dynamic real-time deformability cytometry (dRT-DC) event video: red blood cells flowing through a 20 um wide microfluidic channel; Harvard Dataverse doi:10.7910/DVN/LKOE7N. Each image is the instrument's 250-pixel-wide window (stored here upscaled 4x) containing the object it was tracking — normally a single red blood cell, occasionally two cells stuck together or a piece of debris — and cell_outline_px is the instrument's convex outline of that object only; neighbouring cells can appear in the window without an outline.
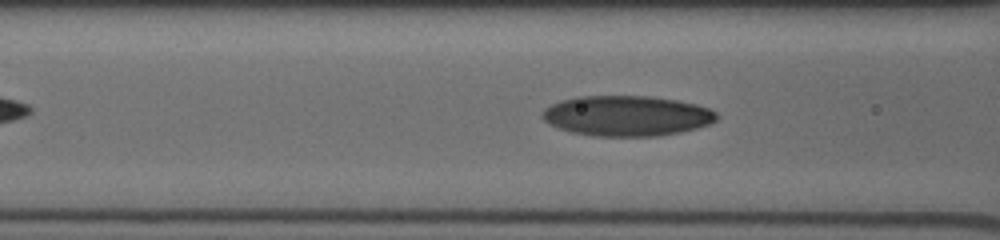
{"species": "human", "species_latin": "Homo sapiens", "temperature_condition": "cold", "stored_images_in_passage": 34, "camera_frame_rate_fps": 3000, "um_per_image_px": 0.085, "donor": {"sex": "male"}, "frame": {"image": 1, "passage_image": 12, "time_ms": 3.667, "image_size_px": [1000, 240], "cell_outline_px": [[720, 116], [712, 124], [680, 132], [656, 136], [596, 136], [572, 132], [548, 124], [544, 120], [544, 108], [552, 104], [576, 96], [648, 96], [676, 100], [696, 104], [708, 108], [716, 112]], "centroid_in_image_um": [53.32, 9.84], "position_along_channel_um": 113.3, "area_um2": 40.86}}
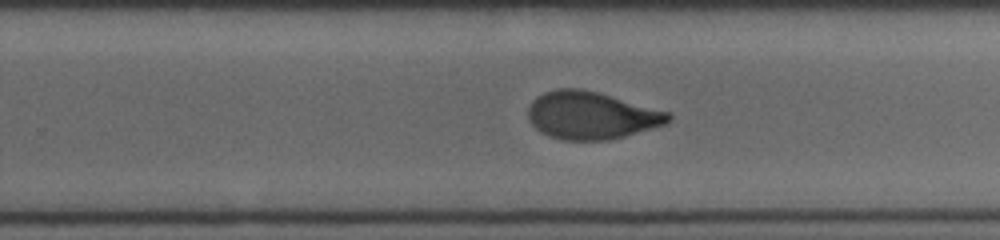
{"frame": {"image": 2, "passage_image": 22, "time_ms": 7.667, "image_size_px": [1000, 240], "cell_outline_px": [[672, 120], [664, 124], [624, 136], [608, 140], [564, 140], [540, 132], [528, 120], [528, 108], [532, 100], [536, 96], [544, 92], [556, 88], [580, 88], [596, 92], [672, 112]], "centroid_in_image_um": [50.25, 9.8], "position_along_channel_um": 279.6, "area_um2": 38.84}}
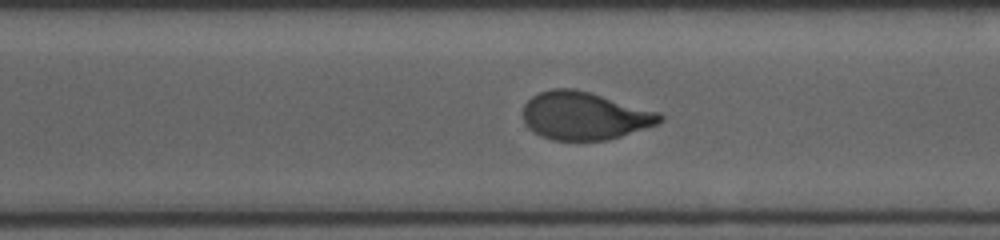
{"frame": {"image": 3, "passage_image": 27, "time_ms": 8.667, "image_size_px": [1000, 240], "cell_outline_px": [[664, 120], [656, 124], [608, 140], [552, 140], [540, 136], [528, 128], [524, 124], [524, 104], [532, 96], [540, 92], [552, 88], [572, 88], [588, 92], [660, 112], [664, 116]], "centroid_in_image_um": [49.66, 9.84], "position_along_channel_um": 320.9, "area_um2": 38.03}}